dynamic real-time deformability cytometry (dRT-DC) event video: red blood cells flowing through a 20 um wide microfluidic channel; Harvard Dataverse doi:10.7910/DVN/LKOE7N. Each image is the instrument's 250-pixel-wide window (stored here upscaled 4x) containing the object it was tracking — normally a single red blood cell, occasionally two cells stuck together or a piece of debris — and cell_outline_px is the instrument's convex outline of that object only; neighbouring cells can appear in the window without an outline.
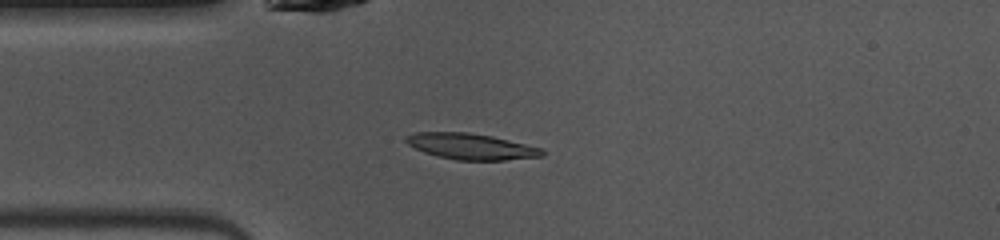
{"species": "common noctule bat (a hibernating species)", "species_latin": "Nyctalus noctula", "temperature_condition": "warm", "stored_images_in_passage": 38, "camera_frame_rate_fps": 3000, "um_per_image_px": 0.085, "animal": {"sex": "female", "body_mass_g": 10.0, "forearm_length_mm": 53.1}, "frame": {"image": 1, "passage_image": 1, "time_ms": 0.0, "image_size_px": [1000, 240], "cell_outline_px": [[544, 156], [504, 160], [456, 160], [436, 156], [424, 152], [408, 144], [404, 140], [404, 136], [412, 132], [468, 132], [492, 136], [544, 148]], "centroid_in_image_um": [40.03, 12.44], "position_along_channel_um": 45.0, "area_um2": 20.81}}
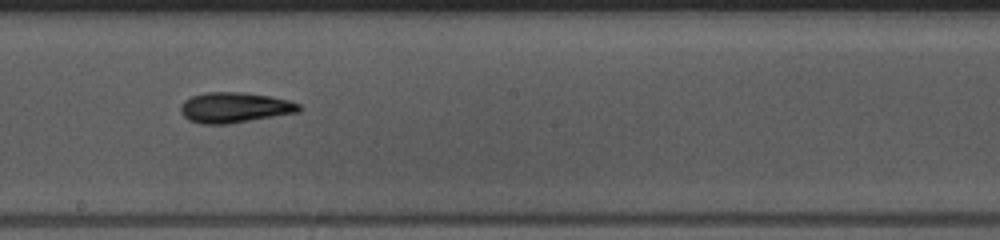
{"frame": {"image": 2, "passage_image": 15, "time_ms": 4.667, "image_size_px": [1000, 240], "cell_outline_px": [[300, 112], [228, 124], [200, 124], [188, 120], [180, 112], [180, 104], [184, 100], [192, 96], [208, 92], [240, 92], [272, 96], [288, 100], [300, 104]], "centroid_in_image_um": [19.92, 9.14], "position_along_channel_um": 228.3, "area_um2": 21.1}}
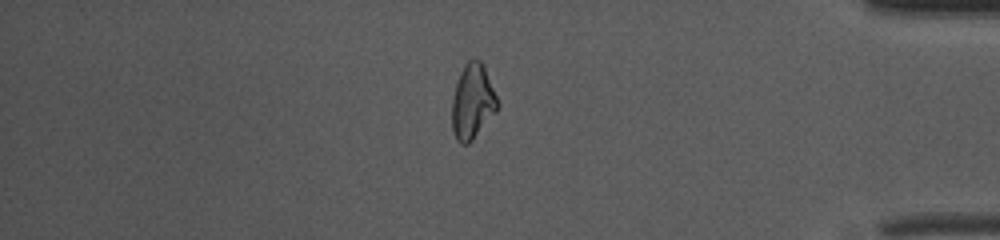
{"frame": {"image": 3, "passage_image": 30, "time_ms": 9.667, "image_size_px": [1000, 240], "cell_outline_px": [[500, 104], [496, 112], [472, 140], [468, 144], [460, 144], [456, 140], [452, 128], [452, 100], [456, 84], [464, 64], [468, 60], [480, 60], [484, 68]], "centroid_in_image_um": [40.16, 8.68], "position_along_channel_um": 395.0, "area_um2": 19.65}, "authors_computed_cell_mechanics": {"area_um2": 20.23, "velocity_mm_per_s": 4.0599, "shape_relaxation_time_tau1_ms": 4.8479, "shape_relaxation_time_tau2_ms": 3.112, "deformation_change_tau1": 0.1524, "deformation_change_tau2": 0.1008}}